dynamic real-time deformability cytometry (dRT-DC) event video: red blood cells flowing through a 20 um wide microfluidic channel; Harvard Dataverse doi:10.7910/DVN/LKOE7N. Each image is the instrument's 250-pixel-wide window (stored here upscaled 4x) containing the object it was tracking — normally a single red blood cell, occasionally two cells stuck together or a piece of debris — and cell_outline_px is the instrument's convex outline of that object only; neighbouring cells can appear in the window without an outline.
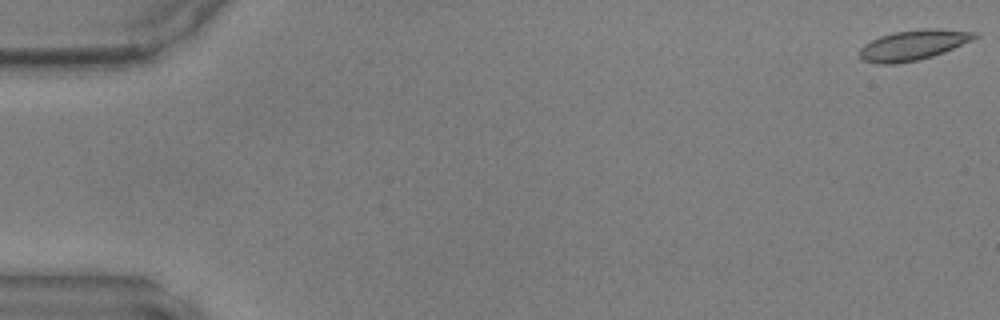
{"species": "common noctule bat (a hibernating species)", "species_latin": "Nyctalus noctula", "temperature_condition": "warm", "stored_images_in_passage": 47, "camera_frame_rate_fps": 3000, "um_per_image_px": 0.085, "animal": {"sex": "male", "body_mass_g": 17.9, "forearm_length_mm": 54.2}, "frame": {"image": 1, "passage_image": 1, "time_ms": 0.0, "image_size_px": [1000, 320], "cell_outline_px": [[980, 36], [972, 40], [944, 52], [932, 56], [916, 60], [896, 64], [876, 64], [864, 60], [860, 56], [860, 48], [864, 44], [880, 36], [892, 32], [924, 28], [936, 28], [980, 32]], "centroid_in_image_um": [77.66, 3.81], "position_along_channel_um": 7.3, "area_um2": 20.35}}
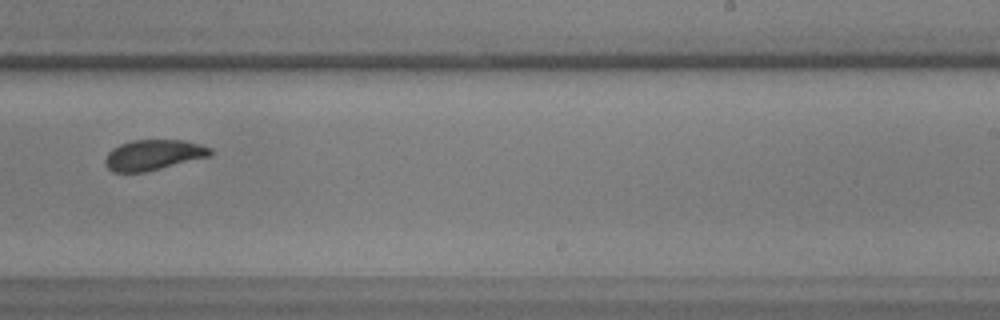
{"frame": {"image": 2, "passage_image": 31, "time_ms": 10.0, "image_size_px": [1000, 320], "cell_outline_px": [[212, 156], [144, 172], [112, 172], [104, 164], [104, 160], [108, 152], [112, 148], [120, 144], [132, 140], [184, 140], [200, 144], [212, 148]], "centroid_in_image_um": [13.04, 13.16], "position_along_channel_um": 276.0, "area_um2": 18.79}}
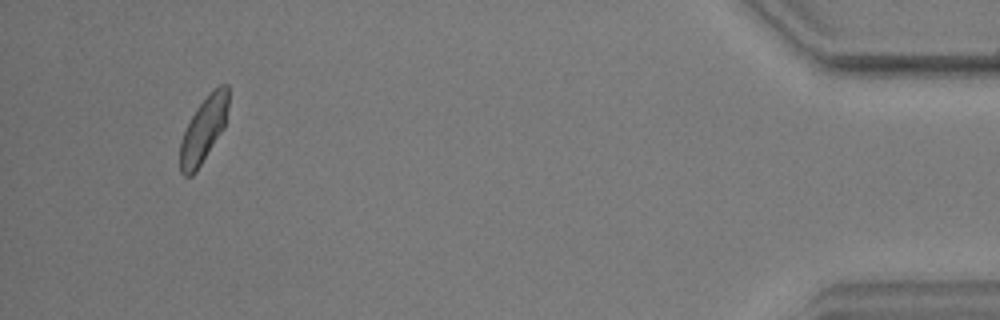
{"frame": {"image": 3, "passage_image": 46, "time_ms": 15.0, "image_size_px": [1000, 320], "cell_outline_px": [[228, 104], [224, 128], [196, 172], [192, 176], [184, 176], [180, 172], [180, 140], [196, 108], [220, 84], [228, 84]], "centroid_in_image_um": [17.29, 11.07], "position_along_channel_um": 417.9, "area_um2": 18.09}}